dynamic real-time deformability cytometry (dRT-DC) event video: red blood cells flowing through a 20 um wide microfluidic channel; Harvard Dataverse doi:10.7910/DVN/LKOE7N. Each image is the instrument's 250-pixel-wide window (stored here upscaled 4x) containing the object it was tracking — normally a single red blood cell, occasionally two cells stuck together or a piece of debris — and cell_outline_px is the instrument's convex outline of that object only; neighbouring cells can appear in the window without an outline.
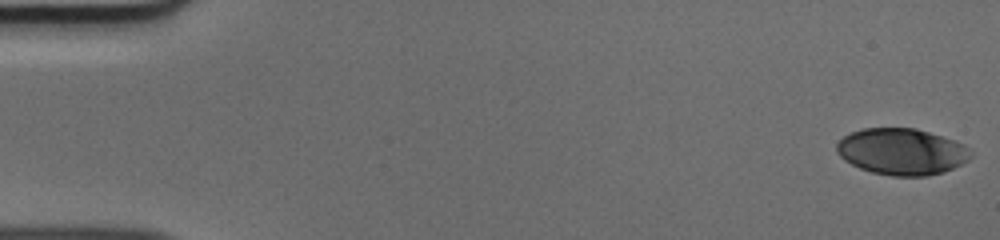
{"species": "human", "species_latin": "Homo sapiens", "temperature_condition": "cold", "stored_images_in_passage": 50, "camera_frame_rate_fps": 3000, "um_per_image_px": 0.085, "donor": {"sex": "male"}, "frame": {"image": 1, "passage_image": 1, "time_ms": 0.0, "image_size_px": [1000, 240], "cell_outline_px": [[972, 156], [968, 160], [944, 172], [924, 176], [892, 176], [872, 172], [860, 168], [844, 160], [836, 152], [836, 144], [844, 136], [852, 132], [864, 128], [916, 128], [956, 140], [964, 144], [972, 152]], "centroid_in_image_um": [76.66, 12.88], "position_along_channel_um": 8.3, "area_um2": 36.36}}
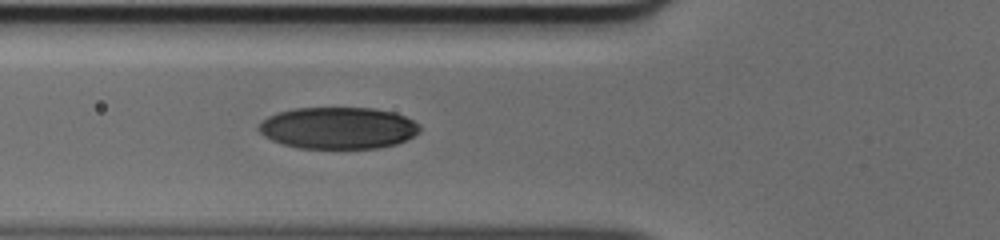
{"frame": {"image": 2, "passage_image": 19, "time_ms": 6.0, "image_size_px": [1000, 240], "cell_outline_px": [[420, 132], [396, 144], [380, 148], [300, 148], [284, 144], [272, 140], [264, 136], [256, 128], [268, 116], [276, 112], [296, 108], [372, 108], [396, 112], [420, 124]], "centroid_in_image_um": [28.75, 10.87], "position_along_channel_um": 97.1, "area_um2": 39.25}}
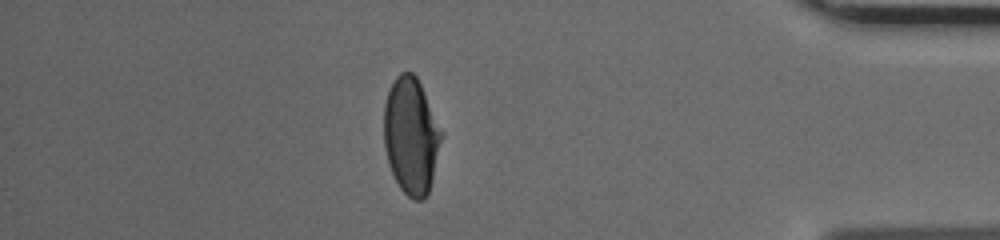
{"frame": {"image": 3, "passage_image": 44, "time_ms": 14.333, "image_size_px": [1000, 240], "cell_outline_px": [[444, 132], [432, 180], [428, 192], [424, 200], [412, 200], [400, 188], [388, 164], [384, 144], [384, 104], [388, 92], [396, 76], [400, 72], [412, 72], [416, 76]], "centroid_in_image_um": [34.95, 11.55], "position_along_channel_um": 400.2, "area_um2": 39.19}}